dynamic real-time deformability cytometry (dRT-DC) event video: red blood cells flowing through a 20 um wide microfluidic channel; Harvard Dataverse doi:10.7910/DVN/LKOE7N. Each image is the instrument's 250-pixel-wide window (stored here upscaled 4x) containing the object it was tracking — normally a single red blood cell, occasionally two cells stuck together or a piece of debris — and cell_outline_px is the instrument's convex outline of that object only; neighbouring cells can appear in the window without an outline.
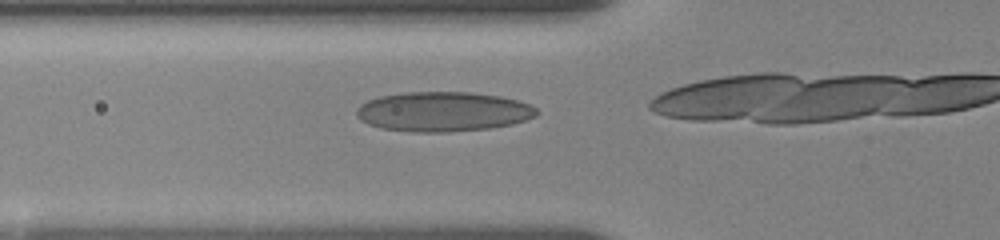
{"species": "human", "species_latin": "Homo sapiens", "temperature_condition": "room temperature", "stored_images_in_passage": 18, "camera_frame_rate_fps": 3000, "um_per_image_px": 0.085, "donor": {"sex": "female"}, "frame": {"image": 1, "passage_image": 11, "time_ms": 2.0, "image_size_px": [1000, 240], "cell_outline_px": [[540, 112], [536, 116], [512, 124], [492, 128], [448, 132], [408, 132], [380, 128], [368, 124], [360, 120], [356, 116], [356, 108], [360, 104], [368, 100], [380, 96], [408, 92], [468, 92], [500, 96], [516, 100], [528, 104], [536, 108]], "centroid_in_image_um": [37.63, 9.5], "position_along_channel_um": 88.2, "area_um2": 41.91}}